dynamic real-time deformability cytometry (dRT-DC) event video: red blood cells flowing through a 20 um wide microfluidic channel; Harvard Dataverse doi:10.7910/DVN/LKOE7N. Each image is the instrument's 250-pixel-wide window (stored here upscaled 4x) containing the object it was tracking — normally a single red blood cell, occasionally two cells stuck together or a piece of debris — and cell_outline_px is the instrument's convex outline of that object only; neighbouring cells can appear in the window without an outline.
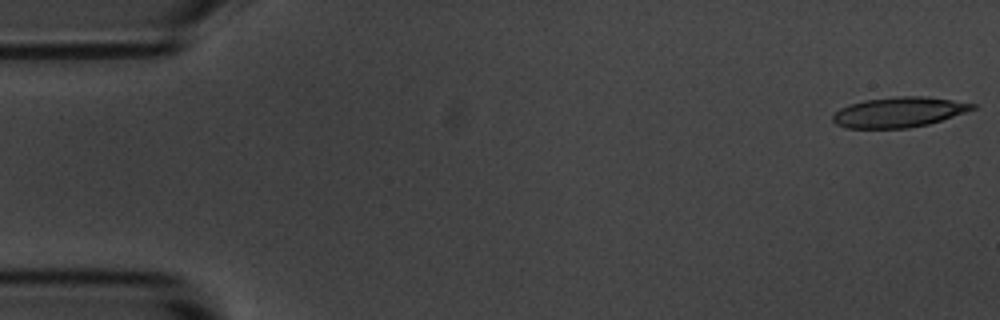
{"species": "common noctule bat (a hibernating species)", "species_latin": "Nyctalus noctula", "temperature_condition": "room temperature", "stored_images_in_passage": 15, "camera_frame_rate_fps": 3000, "um_per_image_px": 0.085, "animal": {"sex": "male", "body_mass_g": 20.1, "forearm_length_mm": 53.5}, "frame": {"image": 1, "passage_image": 1, "time_ms": 0.0, "image_size_px": [1000, 320], "cell_outline_px": [[976, 108], [928, 124], [908, 128], [848, 128], [836, 124], [832, 120], [832, 116], [840, 108], [848, 104], [864, 100], [900, 96], [924, 96], [952, 100], [976, 104]], "centroid_in_image_um": [76.36, 9.53], "position_along_channel_um": 8.6, "area_um2": 24.33}}